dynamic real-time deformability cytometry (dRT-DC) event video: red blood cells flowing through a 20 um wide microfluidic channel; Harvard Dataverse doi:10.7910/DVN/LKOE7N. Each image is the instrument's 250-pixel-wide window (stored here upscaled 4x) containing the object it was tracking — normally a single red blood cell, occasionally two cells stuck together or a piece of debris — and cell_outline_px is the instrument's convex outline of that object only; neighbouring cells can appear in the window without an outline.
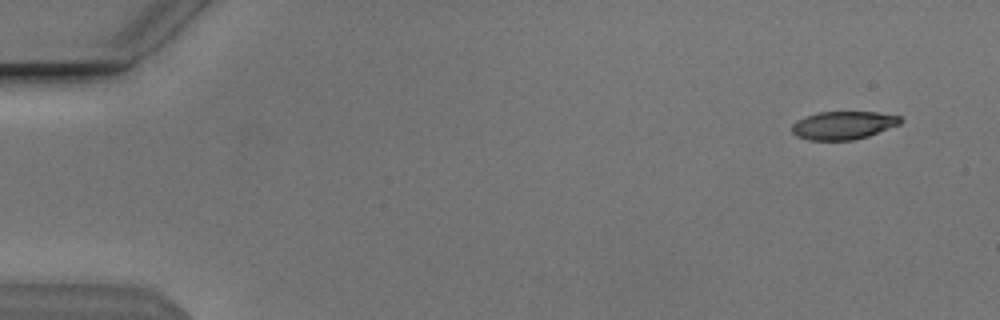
{"species": "Egyptian fruit bat (a non-hibernating species)", "species_latin": "Rousettus aegyptiacus", "temperature_condition": "cold", "stored_images_in_passage": 12, "camera_frame_rate_fps": 3000, "um_per_image_px": 0.085, "animal": {"sex": "male"}, "frame": {"image": 1, "passage_image": 2, "time_ms": 0.333, "image_size_px": [1000, 320], "cell_outline_px": [[904, 120], [900, 124], [868, 136], [852, 140], [808, 140], [796, 136], [792, 132], [792, 124], [796, 120], [804, 116], [816, 112], [876, 112], [900, 116]], "centroid_in_image_um": [71.65, 10.64], "position_along_channel_um": 13.3, "area_um2": 17.92}}